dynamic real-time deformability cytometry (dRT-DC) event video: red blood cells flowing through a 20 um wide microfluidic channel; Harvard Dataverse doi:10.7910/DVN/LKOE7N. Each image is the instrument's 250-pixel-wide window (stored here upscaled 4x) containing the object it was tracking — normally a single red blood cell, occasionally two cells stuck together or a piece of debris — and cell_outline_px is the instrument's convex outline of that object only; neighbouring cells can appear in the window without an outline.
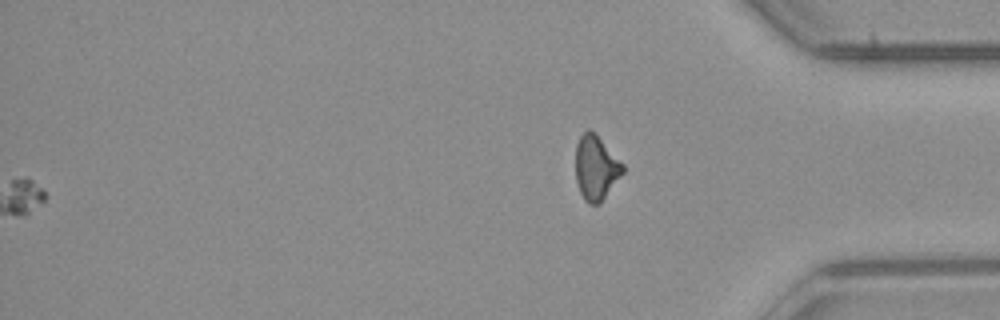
{"species": "common noctule bat (a hibernating species)", "species_latin": "Nyctalus noctula", "temperature_condition": "room temperature", "stored_images_in_passage": 56, "segment_of_instrument_passage": [2, 2], "camera_frame_rate_fps": 3000, "um_per_image_px": 0.085, "animal": {"sex": "male", "body_mass_g": 23.1, "forearm_length_mm": 52.7}, "frame": {"image": 1, "passage_image": 56, "time_ms": 18.333, "image_size_px": [1000, 320], "cell_outline_px": [[624, 172], [600, 204], [588, 204], [584, 200], [580, 192], [576, 180], [576, 144], [580, 136], [588, 128], [624, 164]], "centroid_in_image_um": [50.65, 14.31], "position_along_channel_um": 384.6, "area_um2": 17.51}}